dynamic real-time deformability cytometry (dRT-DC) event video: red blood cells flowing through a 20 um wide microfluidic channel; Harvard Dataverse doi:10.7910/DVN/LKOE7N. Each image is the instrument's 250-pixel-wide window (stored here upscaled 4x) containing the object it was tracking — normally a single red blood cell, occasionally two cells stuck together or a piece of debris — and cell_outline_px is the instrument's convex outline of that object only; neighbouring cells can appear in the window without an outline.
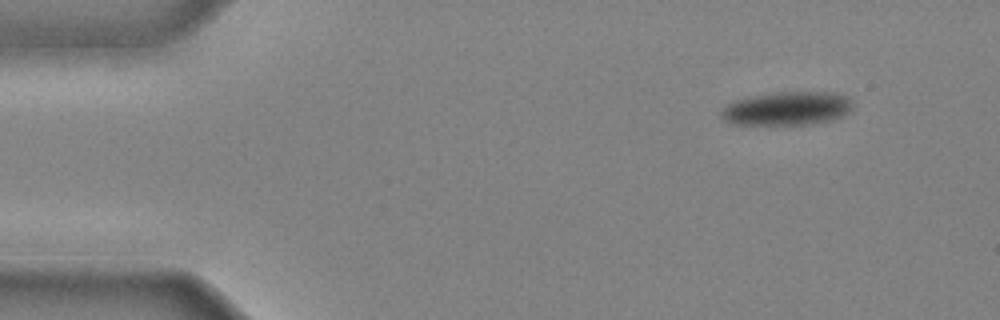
{"species": "common noctule bat (a hibernating species)", "species_latin": "Nyctalus noctula", "temperature_condition": "cold", "stored_images_in_passage": 39, "camera_frame_rate_fps": 3000, "um_per_image_px": 0.085, "animal": {"sex": "male", "body_mass_g": 20.4}, "frame": {"image": 1, "passage_image": 1, "time_ms": 0.0, "image_size_px": [1000, 320], "cell_outline_px": [[852, 108], [840, 116], [832, 120], [804, 124], [732, 124], [724, 120], [720, 116], [720, 112], [728, 104], [736, 100], [776, 92], [832, 92], [848, 96], [852, 104]], "centroid_in_image_um": [66.9, 9.22], "position_along_channel_um": 18.1, "area_um2": 25.32}}
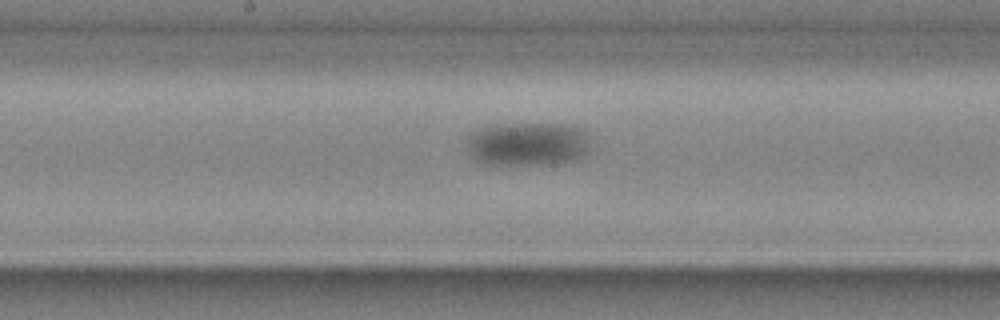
{"frame": {"image": 2, "passage_image": 20, "time_ms": 6.333, "image_size_px": [1000, 320], "cell_outline_px": [[588, 152], [580, 160], [564, 164], [492, 168], [472, 160], [468, 156], [468, 136], [472, 132], [484, 128], [500, 124], [564, 124], [580, 128], [584, 132], [588, 148]], "centroid_in_image_um": [44.8, 12.34], "position_along_channel_um": 203.4, "area_um2": 32.95}}
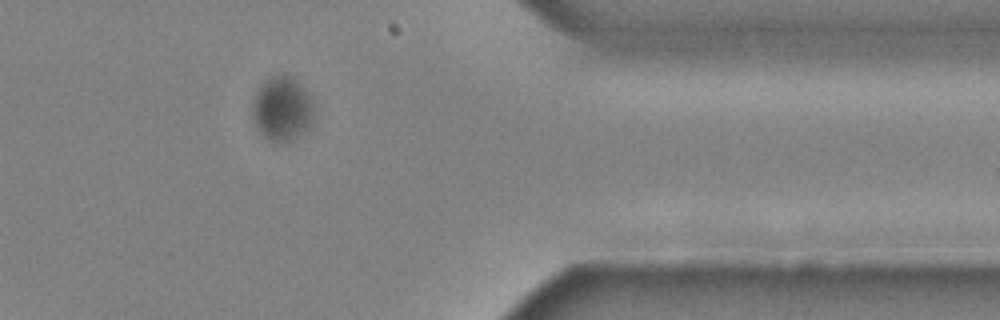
{"frame": {"image": 3, "passage_image": 34, "time_ms": 11.0, "image_size_px": [1000, 320], "cell_outline_px": [[312, 120], [308, 128], [304, 132], [288, 140], [276, 144], [268, 140], [260, 132], [256, 124], [256, 92], [268, 76], [276, 72], [284, 72], [296, 80], [304, 88], [312, 104]], "centroid_in_image_um": [24.01, 9.2], "position_along_channel_um": 387.4, "area_um2": 22.43}}